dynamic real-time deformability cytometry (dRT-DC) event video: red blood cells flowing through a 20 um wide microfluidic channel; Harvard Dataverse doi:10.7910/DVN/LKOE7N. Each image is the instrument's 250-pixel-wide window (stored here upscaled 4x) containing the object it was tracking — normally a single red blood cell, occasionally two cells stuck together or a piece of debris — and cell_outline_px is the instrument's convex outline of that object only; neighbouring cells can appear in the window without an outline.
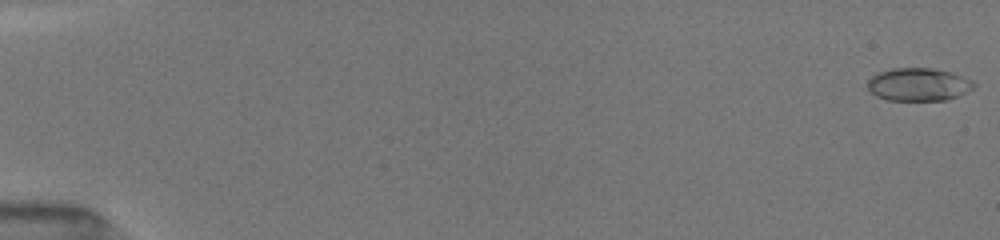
{"species": "common noctule bat (a hibernating species)", "species_latin": "Nyctalus noctula", "temperature_condition": "room temperature", "stored_images_in_passage": 52, "camera_frame_rate_fps": 3000, "um_per_image_px": 0.085, "animal": {"sex": "female", "body_mass_g": 19.5, "forearm_length_mm": 54.1}, "frame": {"image": 1, "passage_image": 1, "time_ms": 0.0, "image_size_px": [1000, 240], "cell_outline_px": [[976, 84], [972, 88], [948, 100], [888, 100], [876, 96], [868, 88], [868, 80], [876, 72], [892, 68], [932, 68], [952, 72], [964, 76], [972, 80]], "centroid_in_image_um": [78.06, 7.16], "position_along_channel_um": 6.9, "area_um2": 20.4}}
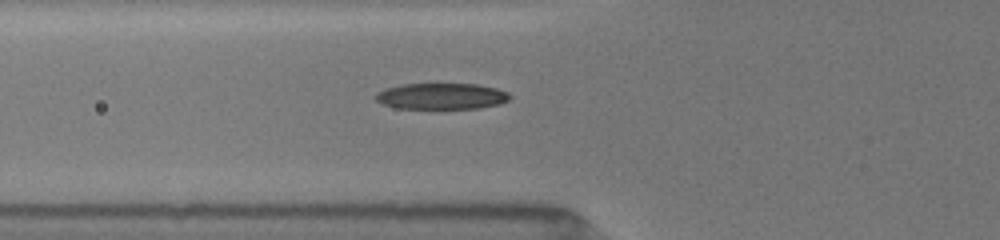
{"frame": {"image": 2, "passage_image": 20, "time_ms": 6.333, "image_size_px": [1000, 240], "cell_outline_px": [[512, 96], [508, 100], [500, 104], [476, 108], [396, 108], [384, 104], [376, 100], [376, 92], [384, 88], [404, 84], [476, 84], [496, 88], [508, 92]], "centroid_in_image_um": [37.53, 8.17], "position_along_channel_um": 88.3, "area_um2": 20.35}}
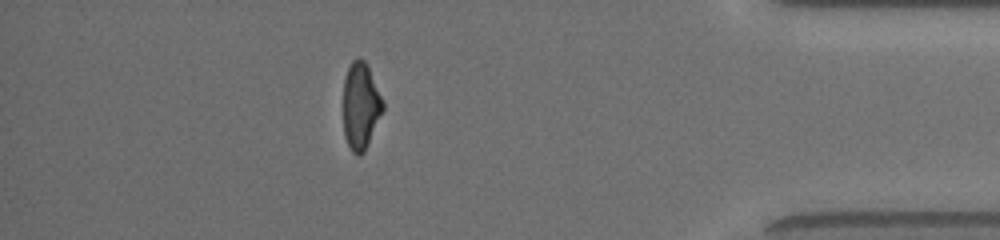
{"frame": {"image": 3, "passage_image": 45, "time_ms": 15.0, "image_size_px": [1000, 240], "cell_outline_px": [[384, 108], [364, 152], [360, 156], [356, 156], [352, 152], [344, 136], [344, 80], [348, 68], [352, 60], [364, 60], [384, 100]], "centroid_in_image_um": [30.66, 9.04], "position_along_channel_um": 404.5, "area_um2": 19.77}, "authors_computed_cell_mechanics": {"area_um2": 20.519, "velocity_mm_per_s": 4.0531, "shape_relaxation_time_tau1_ms": 3.1232, "shape_relaxation_time_tau2_ms": 2.2938, "deformation_change_tau1": 0.1765, "deformation_change_tau2": 0.0913}}